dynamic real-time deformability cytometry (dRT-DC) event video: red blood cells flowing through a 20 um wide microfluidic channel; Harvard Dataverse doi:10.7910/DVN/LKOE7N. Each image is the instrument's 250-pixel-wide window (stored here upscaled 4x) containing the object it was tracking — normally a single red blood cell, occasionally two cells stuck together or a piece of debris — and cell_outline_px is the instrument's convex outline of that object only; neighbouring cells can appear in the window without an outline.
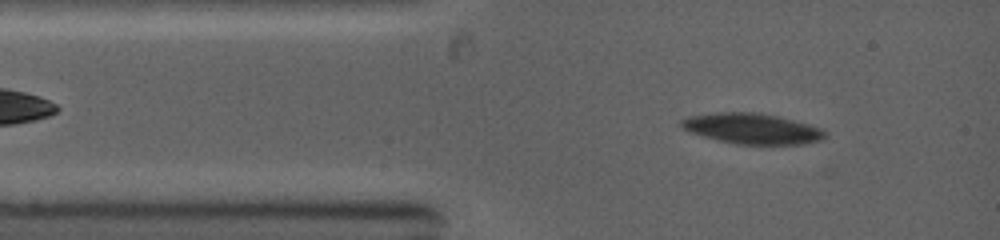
{"species": "common noctule bat (a hibernating species)", "species_latin": "Nyctalus noctula", "temperature_condition": "warm", "stored_images_in_passage": 13, "camera_frame_rate_fps": 5000, "um_per_image_px": 0.085, "animal": {"sex": "female", "body_mass_g": 19.0, "forearm_length_mm": 53.3}, "frame": {"image": 1, "passage_image": 3, "time_ms": 1.0, "image_size_px": [1000, 240], "cell_outline_px": [[828, 132], [820, 140], [804, 144], [736, 144], [716, 140], [688, 132], [680, 124], [680, 120], [688, 116], [720, 112], [760, 112], [808, 124], [820, 128]], "centroid_in_image_um": [63.89, 10.93], "position_along_channel_um": 21.1, "area_um2": 25.55}}
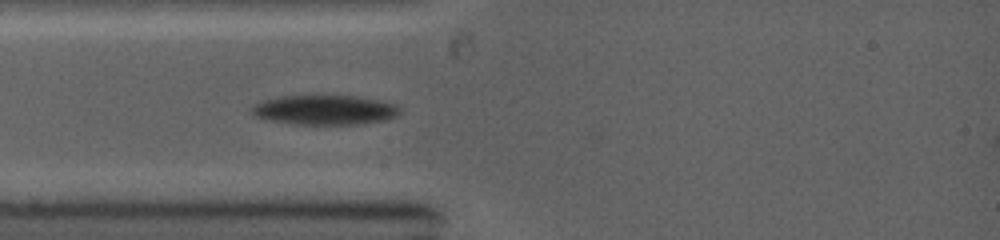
{"frame": {"image": 2, "passage_image": 6, "time_ms": 2.4, "image_size_px": [1000, 240], "cell_outline_px": [[400, 112], [396, 116], [384, 120], [356, 124], [292, 124], [272, 120], [256, 116], [248, 108], [252, 104], [276, 96], [312, 92], [316, 92], [360, 96], [380, 100], [396, 104], [400, 108]], "centroid_in_image_um": [27.55, 9.27], "position_along_channel_um": 57.4, "area_um2": 26.88}}
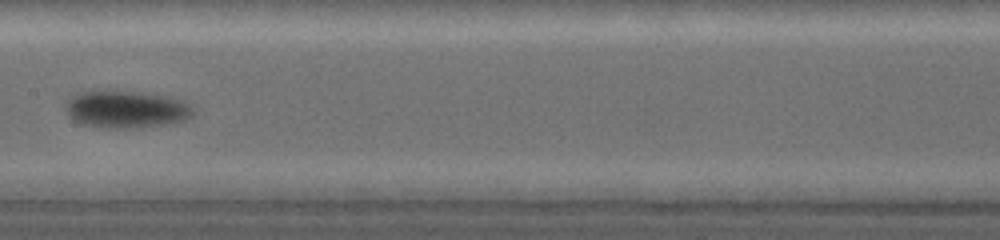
{"frame": {"image": 3, "passage_image": 13, "time_ms": 5.6, "image_size_px": [1000, 240], "cell_outline_px": [[192, 116], [184, 120], [164, 124], [136, 128], [108, 128], [84, 124], [68, 116], [64, 108], [68, 100], [72, 96], [80, 92], [140, 92], [168, 96], [184, 100], [192, 108]], "centroid_in_image_um": [10.74, 9.3], "position_along_channel_um": 196.7, "area_um2": 27.28}}